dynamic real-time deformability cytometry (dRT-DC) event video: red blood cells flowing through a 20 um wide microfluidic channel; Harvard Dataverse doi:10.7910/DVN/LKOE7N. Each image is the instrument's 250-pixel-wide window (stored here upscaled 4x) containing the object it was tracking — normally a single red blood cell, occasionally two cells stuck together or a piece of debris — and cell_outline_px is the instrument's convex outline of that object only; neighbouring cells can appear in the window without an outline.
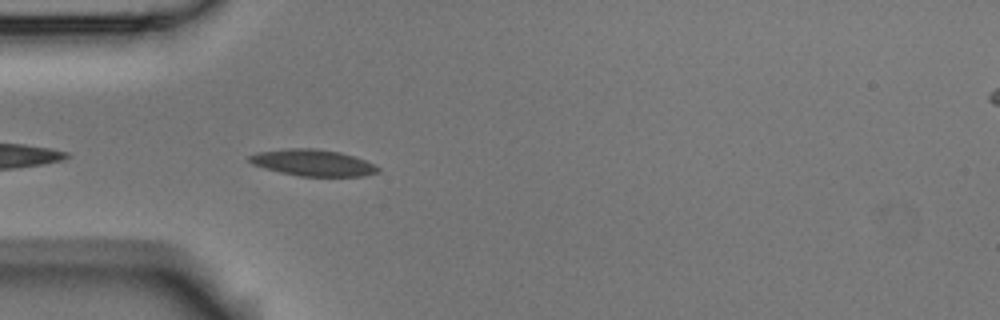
{"species": "Egyptian fruit bat (a non-hibernating species)", "species_latin": "Rousettus aegyptiacus", "temperature_condition": "room temperature", "stored_images_in_passage": 7, "camera_frame_rate_fps": 3000, "um_per_image_px": 0.085, "animal": {"sex": "male"}, "frame": {"image": 1, "passage_image": 2, "time_ms": 0.333, "image_size_px": [1000, 320], "cell_outline_px": [[380, 172], [364, 176], [300, 176], [280, 172], [252, 164], [248, 160], [248, 156], [260, 152], [288, 148], [312, 148], [340, 152], [364, 160], [380, 168]], "centroid_in_image_um": [26.6, 13.84], "position_along_channel_um": 58.4, "area_um2": 19.59}}